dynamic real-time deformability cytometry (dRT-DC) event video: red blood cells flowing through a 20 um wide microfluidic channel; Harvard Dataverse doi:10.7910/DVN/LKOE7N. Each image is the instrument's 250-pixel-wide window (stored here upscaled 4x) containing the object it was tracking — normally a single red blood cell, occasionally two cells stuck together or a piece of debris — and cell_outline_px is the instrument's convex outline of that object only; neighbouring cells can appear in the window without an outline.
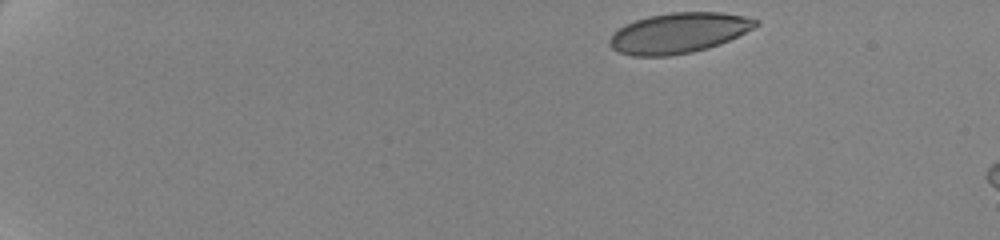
{"species": "human", "species_latin": "Homo sapiens", "temperature_condition": "cold", "stored_images_in_passage": 9, "camera_frame_rate_fps": 3000, "um_per_image_px": 0.085, "donor": {"sex": "female"}, "frame": {"image": 1, "passage_image": 1, "time_ms": 0.0, "image_size_px": [1000, 240], "cell_outline_px": [[760, 24], [720, 44], [708, 48], [692, 52], [668, 56], [632, 56], [620, 52], [612, 48], [608, 44], [608, 40], [624, 24], [648, 16], [672, 12], [720, 12], [744, 16], [760, 20]], "centroid_in_image_um": [57.68, 2.8], "position_along_channel_um": 27.3, "area_um2": 34.16}}